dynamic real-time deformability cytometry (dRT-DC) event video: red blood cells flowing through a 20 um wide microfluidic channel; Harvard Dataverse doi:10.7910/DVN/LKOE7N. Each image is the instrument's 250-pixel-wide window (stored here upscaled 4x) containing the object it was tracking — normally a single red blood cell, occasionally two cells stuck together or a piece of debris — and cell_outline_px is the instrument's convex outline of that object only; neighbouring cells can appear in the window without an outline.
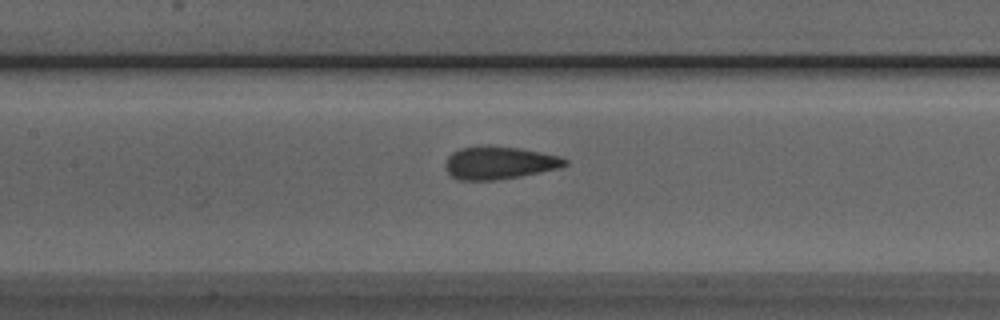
{"species": "Egyptian fruit bat (a non-hibernating species)", "species_latin": "Rousettus aegyptiacus", "temperature_condition": "room temperature", "stored_images_in_passage": 45, "camera_frame_rate_fps": 3000, "um_per_image_px": 0.085, "animal": {"sex": "male"}, "frame": {"image": 1, "passage_image": 22, "time_ms": 7.0, "image_size_px": [1000, 320], "cell_outline_px": [[568, 164], [560, 168], [520, 176], [496, 180], [456, 180], [444, 168], [444, 164], [448, 156], [452, 152], [460, 148], [488, 144], [520, 148], [560, 156], [568, 160]], "centroid_in_image_um": [42.41, 13.82], "position_along_channel_um": 165.0, "area_um2": 23.18}}
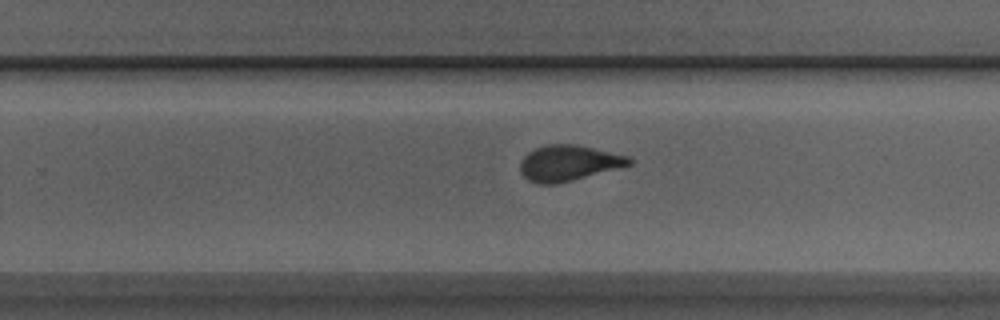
{"frame": {"image": 2, "passage_image": 31, "time_ms": 10.0, "image_size_px": [1000, 320], "cell_outline_px": [[632, 164], [572, 180], [556, 184], [536, 184], [528, 180], [520, 172], [520, 160], [528, 152], [536, 148], [548, 144], [576, 144], [628, 156], [632, 160]], "centroid_in_image_um": [48.28, 13.86], "position_along_channel_um": 281.5, "area_um2": 22.48}}
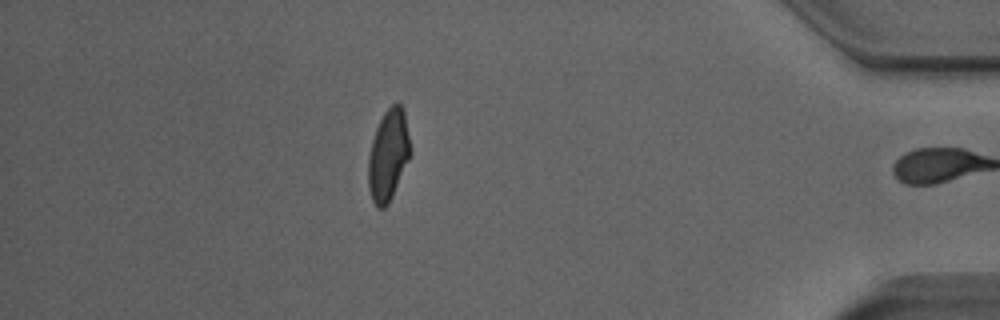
{"frame": {"image": 3, "passage_image": 44, "time_ms": 14.333, "image_size_px": [1000, 320], "cell_outline_px": [[412, 152], [392, 196], [388, 204], [384, 208], [376, 208], [372, 200], [368, 188], [368, 156], [372, 140], [376, 128], [384, 112], [392, 104], [400, 104], [404, 108], [412, 148]], "centroid_in_image_um": [33.01, 13.18], "position_along_channel_um": 402.2, "area_um2": 22.6}, "authors_computed_cell_mechanics": {"area_um2": 23.409, "velocity_mm_per_s": 3.9033, "shape_relaxation_time_tau1_ms": 8.2052, "shape_relaxation_time_tau2_ms": 0.8109, "deformation_change_tau1": 0.197, "deformation_change_tau2": 0.0763}}